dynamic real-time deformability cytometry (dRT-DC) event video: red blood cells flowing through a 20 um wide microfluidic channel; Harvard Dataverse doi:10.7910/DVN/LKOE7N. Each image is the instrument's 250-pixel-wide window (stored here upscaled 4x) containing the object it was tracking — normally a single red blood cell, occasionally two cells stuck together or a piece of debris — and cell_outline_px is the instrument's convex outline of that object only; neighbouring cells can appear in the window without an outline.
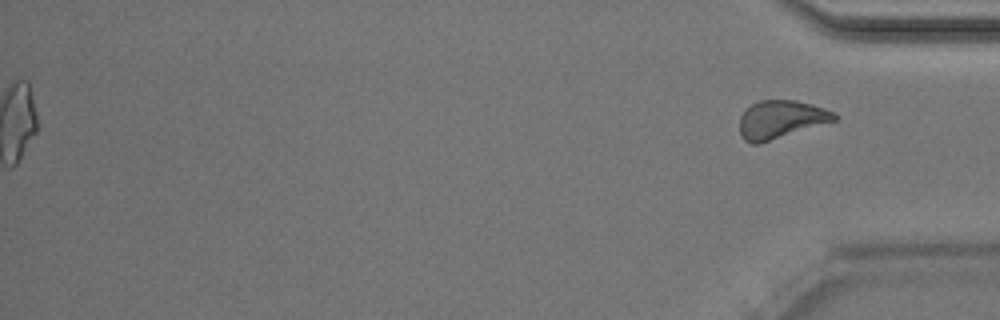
{"species": "Egyptian fruit bat (a non-hibernating species)", "species_latin": "Rousettus aegyptiacus", "temperature_condition": "room temperature", "stored_images_in_passage": 49, "camera_frame_rate_fps": 3000, "um_per_image_px": 0.085, "animal": {"sex": "male"}, "frame": {"image": 1, "passage_image": 49, "time_ms": 16.0, "image_size_px": [1000, 320], "cell_outline_px": [[840, 116], [836, 120], [760, 144], [752, 144], [744, 140], [740, 136], [740, 116], [744, 108], [760, 100], [796, 100], [812, 104], [824, 108]], "centroid_in_image_um": [66.34, 10.15], "position_along_channel_um": 368.9, "area_um2": 21.21}, "authors_computed_cell_mechanics": {"area_um2": 18.4382, "velocity_mm_per_s": 4.0583, "shape_relaxation_time_tau1_ms": null, "shape_relaxation_time_tau2_ms": 3.123, "deformation_change_tau1": null, "deformation_change_tau2": 0.1085}}